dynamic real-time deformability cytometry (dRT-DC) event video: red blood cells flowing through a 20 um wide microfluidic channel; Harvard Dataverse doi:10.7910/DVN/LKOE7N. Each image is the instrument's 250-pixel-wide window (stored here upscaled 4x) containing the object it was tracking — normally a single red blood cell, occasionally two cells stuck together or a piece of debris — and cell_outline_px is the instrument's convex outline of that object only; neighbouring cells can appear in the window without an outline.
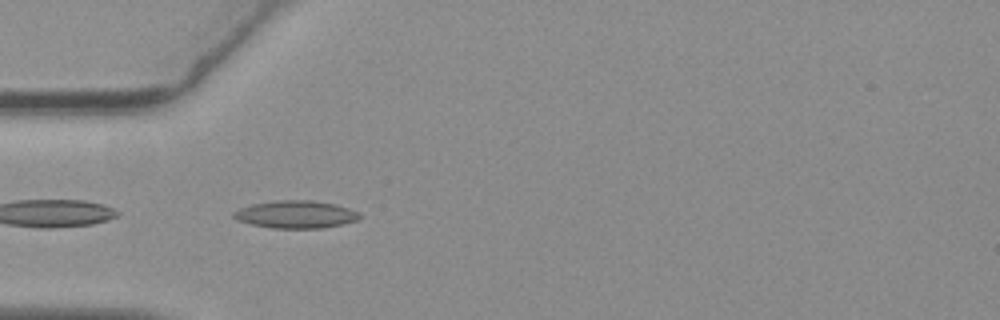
{"species": "common noctule bat (a hibernating species)", "species_latin": "Nyctalus noctula", "temperature_condition": "warm", "stored_images_in_passage": 40, "camera_frame_rate_fps": 3000, "um_per_image_px": 0.085, "animal": {"sex": "female", "body_mass_g": 19.3, "forearm_length_mm": 54.1}, "frame": {"image": 1, "passage_image": 1, "time_ms": 0.0, "image_size_px": [1000, 320], "cell_outline_px": [[360, 216], [356, 220], [344, 224], [320, 228], [272, 228], [248, 224], [236, 220], [232, 216], [232, 212], [240, 208], [252, 204], [276, 200], [312, 200], [332, 204], [348, 208], [360, 212]], "centroid_in_image_um": [25.09, 18.23], "position_along_channel_um": 59.9, "area_um2": 20.29}}
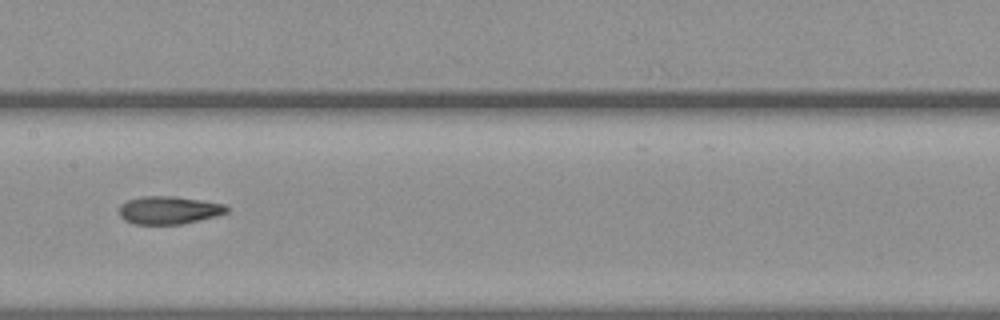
{"frame": {"image": 2, "passage_image": 12, "time_ms": 3.667, "image_size_px": [1000, 320], "cell_outline_px": [[228, 212], [180, 224], [132, 224], [124, 220], [120, 216], [120, 204], [128, 200], [144, 196], [176, 196], [228, 204]], "centroid_in_image_um": [14.34, 17.85], "position_along_channel_um": 193.1, "area_um2": 17.4}}